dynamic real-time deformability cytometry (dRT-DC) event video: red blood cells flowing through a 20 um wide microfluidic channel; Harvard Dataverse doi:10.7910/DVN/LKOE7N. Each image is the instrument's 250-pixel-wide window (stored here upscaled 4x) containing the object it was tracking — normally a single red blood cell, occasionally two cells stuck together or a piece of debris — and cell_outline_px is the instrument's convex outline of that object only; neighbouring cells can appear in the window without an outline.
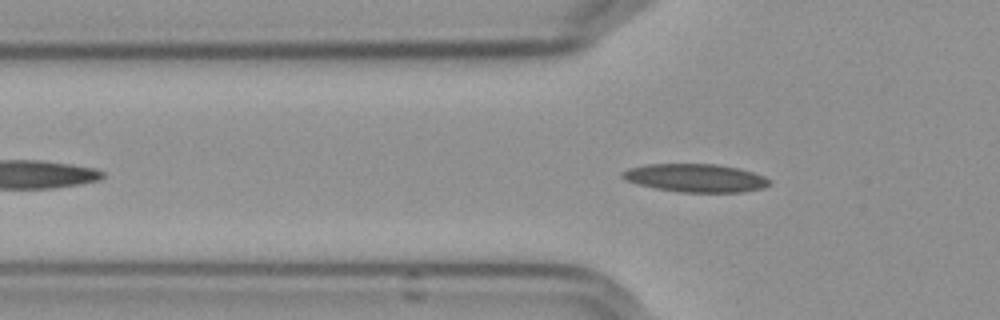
{"species": "Egyptian fruit bat (a non-hibernating species)", "species_latin": "Rousettus aegyptiacus", "temperature_condition": "cold", "stored_images_in_passage": 43, "camera_frame_rate_fps": 3000, "um_per_image_px": 0.085, "frame": {"image": 1, "passage_image": 9, "time_ms": 2.667, "image_size_px": [1000, 320], "cell_outline_px": [[772, 184], [764, 188], [740, 192], [680, 192], [656, 188], [636, 184], [624, 180], [620, 176], [620, 172], [628, 168], [648, 164], [716, 164], [740, 168], [764, 176], [772, 180]], "centroid_in_image_um": [59.12, 15.12], "position_along_channel_um": 66.7, "area_um2": 24.39}}
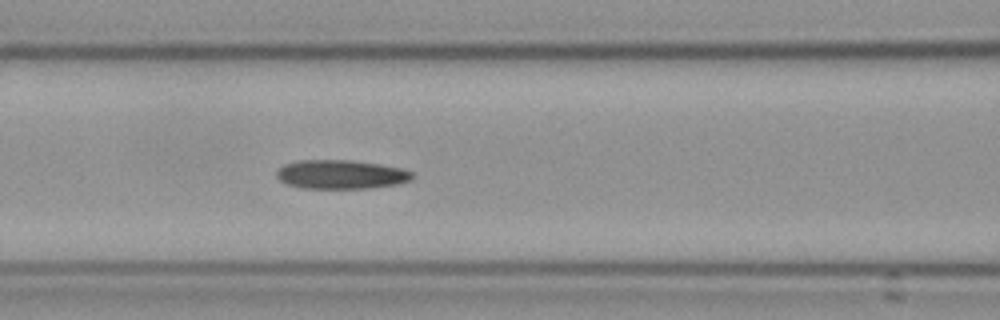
{"frame": {"image": 2, "passage_image": 15, "time_ms": 4.667, "image_size_px": [1000, 320], "cell_outline_px": [[412, 176], [408, 180], [396, 184], [368, 188], [304, 188], [288, 184], [280, 180], [276, 176], [276, 168], [284, 164], [300, 160], [348, 160], [380, 164], [400, 168], [412, 172]], "centroid_in_image_um": [28.91, 14.82], "position_along_channel_um": 137.7, "area_um2": 22.66}}
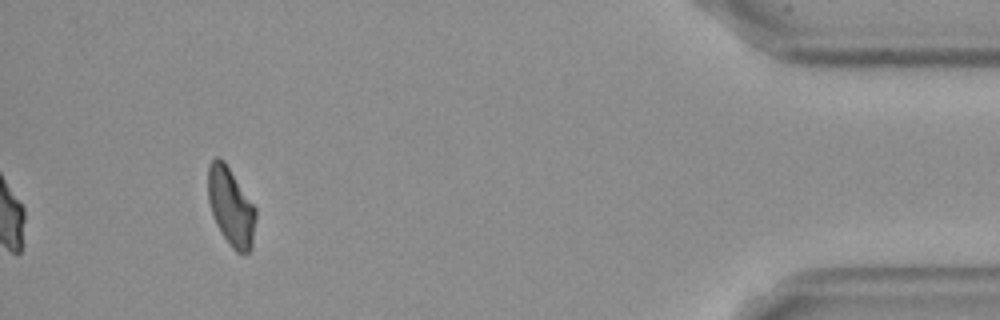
{"frame": {"image": 3, "passage_image": 43, "time_ms": 14.0, "image_size_px": [1000, 320], "cell_outline_px": [[256, 216], [252, 248], [244, 256], [236, 252], [232, 248], [216, 224], [208, 200], [208, 164], [216, 156], [220, 156], [224, 160], [256, 208]], "centroid_in_image_um": [19.63, 17.57], "position_along_channel_um": 415.6, "area_um2": 21.85}, "authors_computed_cell_mechanics": {"area_um2": 22.6576, "velocity_mm_per_s": 3.6095, "shape_relaxation_time_tau1_ms": null, "shape_relaxation_time_tau2_ms": 7.2226, "deformation_change_tau1": null, "deformation_change_tau2": 0.1538}}